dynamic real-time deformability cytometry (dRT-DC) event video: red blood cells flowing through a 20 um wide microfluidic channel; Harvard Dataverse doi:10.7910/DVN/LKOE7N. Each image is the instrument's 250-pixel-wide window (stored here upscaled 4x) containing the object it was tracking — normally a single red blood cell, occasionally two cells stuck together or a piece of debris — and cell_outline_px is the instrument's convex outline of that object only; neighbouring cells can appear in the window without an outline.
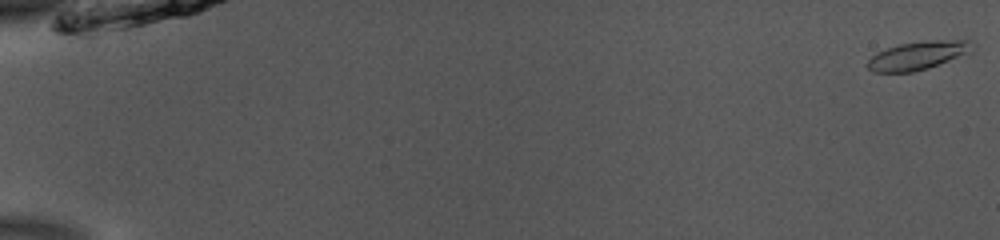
{"species": "common noctule bat (a hibernating species)", "species_latin": "Nyctalus noctula", "temperature_condition": "room temperature", "stored_images_in_passage": 53, "camera_frame_rate_fps": 3000, "um_per_image_px": 0.085, "animal": {"sex": "male", "body_mass_g": 13.0, "forearm_length_mm": 53.1}, "frame": {"image": 1, "passage_image": 1, "time_ms": 0.0, "image_size_px": [1000, 240], "cell_outline_px": [[976, 44], [972, 52], [928, 68], [912, 72], [876, 72], [868, 68], [864, 64], [876, 52], [900, 44], [928, 40], [972, 40]], "centroid_in_image_um": [78.06, 4.7], "position_along_channel_um": 6.9, "area_um2": 17.46}}
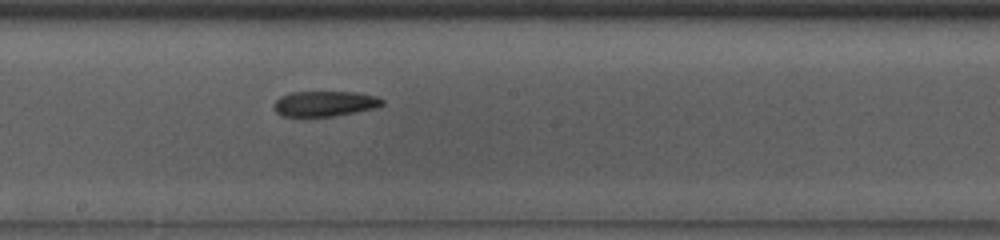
{"frame": {"image": 2, "passage_image": 31, "time_ms": 10.0, "image_size_px": [1000, 240], "cell_outline_px": [[384, 104], [376, 108], [332, 116], [284, 116], [276, 112], [276, 100], [280, 96], [288, 92], [356, 92], [376, 96], [384, 100]], "centroid_in_image_um": [27.64, 8.8], "position_along_channel_um": 220.6, "area_um2": 15.84}}
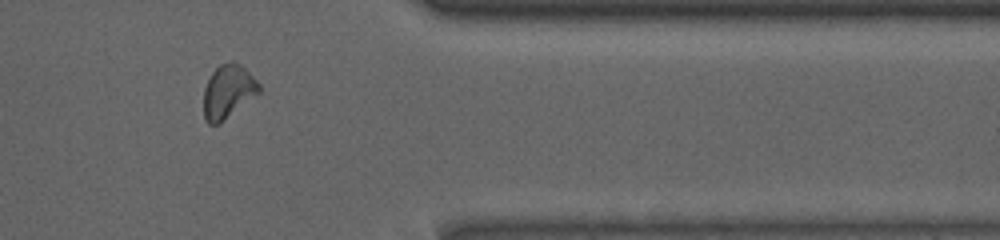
{"frame": {"image": 3, "passage_image": 45, "time_ms": 14.667, "image_size_px": [1000, 240], "cell_outline_px": [[260, 92], [216, 124], [208, 124], [204, 120], [204, 88], [212, 72], [220, 64], [228, 60], [232, 60], [240, 64], [260, 84]], "centroid_in_image_um": [19.36, 7.73], "position_along_channel_um": 392.0, "area_um2": 16.88}}